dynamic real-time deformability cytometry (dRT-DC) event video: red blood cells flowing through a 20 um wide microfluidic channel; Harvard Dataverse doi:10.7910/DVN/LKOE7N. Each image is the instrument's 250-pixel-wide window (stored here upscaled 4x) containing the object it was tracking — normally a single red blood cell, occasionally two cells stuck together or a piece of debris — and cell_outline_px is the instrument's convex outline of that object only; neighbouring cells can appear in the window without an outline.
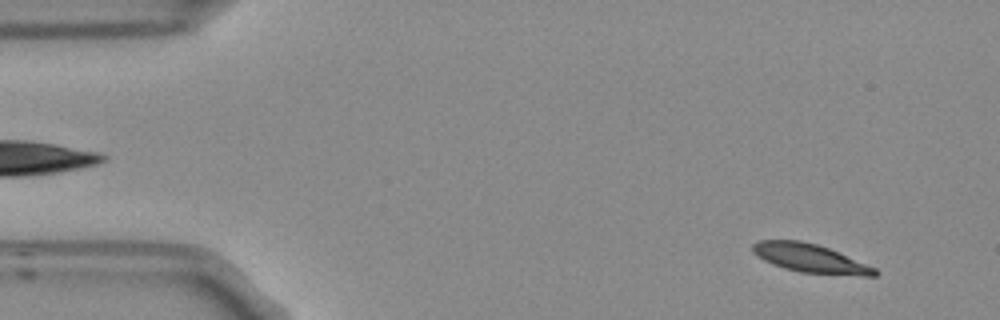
{"species": "Egyptian fruit bat (a non-hibernating species)", "species_latin": "Rousettus aegyptiacus", "temperature_condition": "room temperature", "stored_images_in_passage": 54, "camera_frame_rate_fps": 3000, "um_per_image_px": 0.085, "frame": {"image": 1, "passage_image": 4, "time_ms": 1.0, "image_size_px": [1000, 320], "cell_outline_px": [[880, 272], [876, 276], [864, 276], [800, 272], [784, 268], [772, 264], [756, 256], [752, 252], [752, 244], [760, 240], [800, 240], [816, 244], [828, 248], [876, 268]], "centroid_in_image_um": [68.85, 21.96], "position_along_channel_um": 16.2, "area_um2": 20.29}}
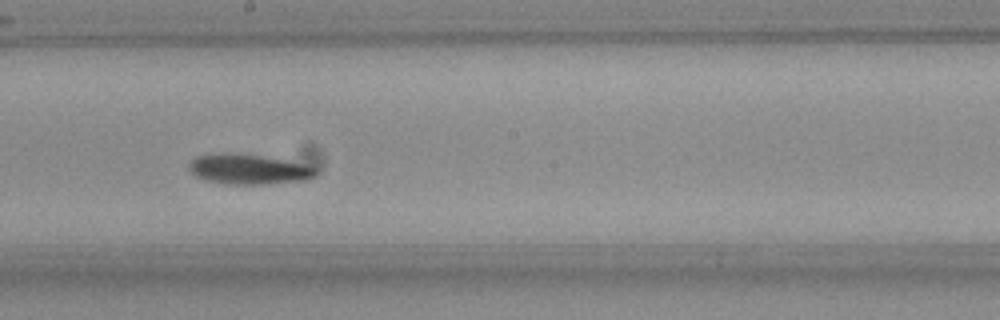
{"frame": {"image": 2, "passage_image": 29, "time_ms": 9.333, "image_size_px": [1000, 320], "cell_outline_px": [[316, 172], [312, 176], [304, 180], [264, 184], [228, 184], [204, 180], [196, 176], [188, 168], [188, 164], [196, 156], [220, 152], [224, 152], [260, 156], [284, 160], [316, 168]], "centroid_in_image_um": [21.03, 14.38], "position_along_channel_um": 227.2, "area_um2": 21.85}}
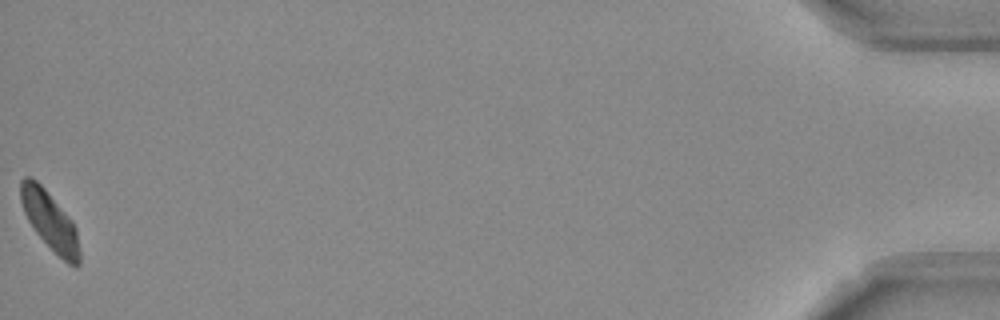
{"frame": {"image": 3, "passage_image": 54, "time_ms": 17.667, "image_size_px": [1000, 320], "cell_outline_px": [[80, 264], [76, 268], [68, 264], [36, 232], [28, 220], [24, 212], [20, 200], [20, 180], [24, 176], [32, 176], [44, 188], [72, 220], [76, 228], [80, 248]], "centroid_in_image_um": [4.25, 18.75], "position_along_channel_um": 431.0, "area_um2": 19.94}, "authors_computed_cell_mechanics": {"area_um2": 20.8947, "velocity_mm_per_s": 3.6929, "shape_relaxation_time_tau1_ms": 3.4441, "shape_relaxation_time_tau2_ms": null, "deformation_change_tau1": 0.1347, "deformation_change_tau2": null}}